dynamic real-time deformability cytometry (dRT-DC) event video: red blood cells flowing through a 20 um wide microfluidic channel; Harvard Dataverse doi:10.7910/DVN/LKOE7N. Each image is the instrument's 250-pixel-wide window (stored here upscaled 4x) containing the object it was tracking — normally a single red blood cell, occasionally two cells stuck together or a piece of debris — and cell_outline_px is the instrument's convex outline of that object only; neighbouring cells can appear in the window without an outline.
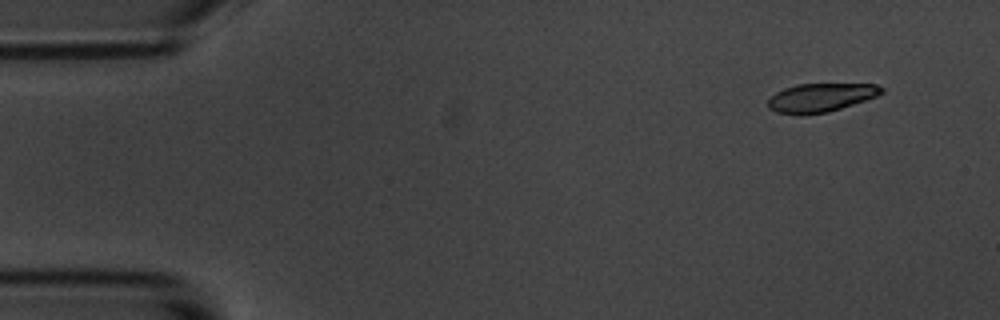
{"species": "common noctule bat (a hibernating species)", "species_latin": "Nyctalus noctula", "temperature_condition": "room temperature", "stored_images_in_passage": 6, "segment_of_instrument_passage": [2, 2], "camera_frame_rate_fps": 3000, "um_per_image_px": 0.085, "animal": {"sex": "male", "body_mass_g": 20.1, "forearm_length_mm": 53.5}, "frame": {"image": 1, "passage_image": 6, "time_ms": 6.667, "image_size_px": [1000, 320], "cell_outline_px": [[884, 92], [876, 96], [828, 112], [776, 112], [768, 108], [768, 100], [776, 92], [784, 88], [796, 84], [876, 84], [884, 88]], "centroid_in_image_um": [69.79, 8.25], "position_along_channel_um": 15.2, "area_um2": 18.21}}